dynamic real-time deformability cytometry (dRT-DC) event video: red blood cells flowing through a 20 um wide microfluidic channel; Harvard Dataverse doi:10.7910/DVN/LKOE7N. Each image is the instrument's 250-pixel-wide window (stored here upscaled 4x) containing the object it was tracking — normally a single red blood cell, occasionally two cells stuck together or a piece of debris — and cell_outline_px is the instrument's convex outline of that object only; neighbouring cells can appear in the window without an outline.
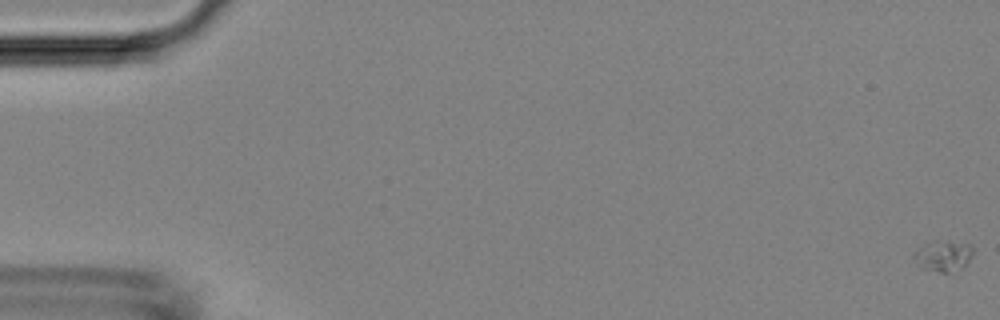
{"species": "Egyptian fruit bat (a non-hibernating species)", "species_latin": "Rousettus aegyptiacus", "temperature_condition": "room temperature", "stored_images_in_passage": 7, "camera_frame_rate_fps": 3000, "um_per_image_px": 0.085, "animal": {"sex": "female"}, "frame": {"image": 1, "passage_image": 1, "time_ms": 0.0, "image_size_px": [1000, 320], "cell_outline_px": [[972, 256], [960, 268], [948, 272], [940, 272], [920, 268], [916, 264], [916, 252], [920, 248], [932, 240], [940, 240], [972, 244]], "centroid_in_image_um": [80.19, 21.73], "position_along_channel_um": 4.8, "area_um2": 10.35}}
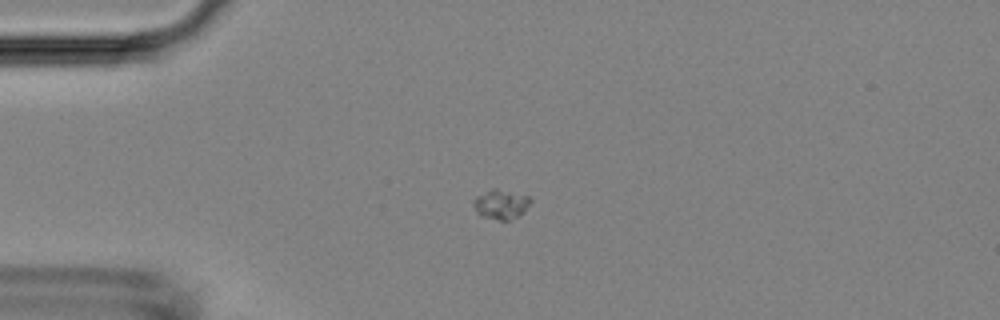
{"frame": {"image": 2, "passage_image": 5, "time_ms": 4.333, "image_size_px": [1000, 320], "cell_outline_px": [[532, 200], [524, 212], [520, 216], [512, 220], [500, 220], [480, 216], [476, 212], [472, 204], [472, 200], [476, 196], [492, 188], [496, 188], [528, 196]], "centroid_in_image_um": [42.56, 17.37], "position_along_channel_um": 42.4, "area_um2": 10.0}}